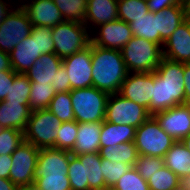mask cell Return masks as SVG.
<instances>
[{
    "instance_id": "6da1fadb",
    "label": "cell",
    "mask_w": 190,
    "mask_h": 190,
    "mask_svg": "<svg viewBox=\"0 0 190 190\" xmlns=\"http://www.w3.org/2000/svg\"><path fill=\"white\" fill-rule=\"evenodd\" d=\"M92 86L108 94L119 93L128 75L121 51L92 44Z\"/></svg>"
},
{
    "instance_id": "7a4b0ae2",
    "label": "cell",
    "mask_w": 190,
    "mask_h": 190,
    "mask_svg": "<svg viewBox=\"0 0 190 190\" xmlns=\"http://www.w3.org/2000/svg\"><path fill=\"white\" fill-rule=\"evenodd\" d=\"M49 53H54L52 28L33 26L30 36L9 53L12 69L16 73L25 74L37 58Z\"/></svg>"
},
{
    "instance_id": "3957f363",
    "label": "cell",
    "mask_w": 190,
    "mask_h": 190,
    "mask_svg": "<svg viewBox=\"0 0 190 190\" xmlns=\"http://www.w3.org/2000/svg\"><path fill=\"white\" fill-rule=\"evenodd\" d=\"M128 72L153 73L163 59V48L133 36L120 50Z\"/></svg>"
},
{
    "instance_id": "277c9868",
    "label": "cell",
    "mask_w": 190,
    "mask_h": 190,
    "mask_svg": "<svg viewBox=\"0 0 190 190\" xmlns=\"http://www.w3.org/2000/svg\"><path fill=\"white\" fill-rule=\"evenodd\" d=\"M108 97V93L93 86L82 89H72L70 91V98L75 121L78 123H102L105 120Z\"/></svg>"
},
{
    "instance_id": "5b68a950",
    "label": "cell",
    "mask_w": 190,
    "mask_h": 190,
    "mask_svg": "<svg viewBox=\"0 0 190 190\" xmlns=\"http://www.w3.org/2000/svg\"><path fill=\"white\" fill-rule=\"evenodd\" d=\"M54 53L64 59L85 49L91 43V32L85 24L64 21L52 28Z\"/></svg>"
},
{
    "instance_id": "8992f818",
    "label": "cell",
    "mask_w": 190,
    "mask_h": 190,
    "mask_svg": "<svg viewBox=\"0 0 190 190\" xmlns=\"http://www.w3.org/2000/svg\"><path fill=\"white\" fill-rule=\"evenodd\" d=\"M176 142L151 115L135 131L134 144L139 155L164 157Z\"/></svg>"
},
{
    "instance_id": "52a82bcc",
    "label": "cell",
    "mask_w": 190,
    "mask_h": 190,
    "mask_svg": "<svg viewBox=\"0 0 190 190\" xmlns=\"http://www.w3.org/2000/svg\"><path fill=\"white\" fill-rule=\"evenodd\" d=\"M61 123L48 109L31 111L24 140L38 149L54 147Z\"/></svg>"
},
{
    "instance_id": "ba28073f",
    "label": "cell",
    "mask_w": 190,
    "mask_h": 190,
    "mask_svg": "<svg viewBox=\"0 0 190 190\" xmlns=\"http://www.w3.org/2000/svg\"><path fill=\"white\" fill-rule=\"evenodd\" d=\"M151 114L144 106L137 104L119 93L109 94L106 104L105 121L117 125L138 128Z\"/></svg>"
},
{
    "instance_id": "9c48e42d",
    "label": "cell",
    "mask_w": 190,
    "mask_h": 190,
    "mask_svg": "<svg viewBox=\"0 0 190 190\" xmlns=\"http://www.w3.org/2000/svg\"><path fill=\"white\" fill-rule=\"evenodd\" d=\"M32 27L26 11L15 7L0 24V50L9 54L18 43L30 36Z\"/></svg>"
},
{
    "instance_id": "30bf717a",
    "label": "cell",
    "mask_w": 190,
    "mask_h": 190,
    "mask_svg": "<svg viewBox=\"0 0 190 190\" xmlns=\"http://www.w3.org/2000/svg\"><path fill=\"white\" fill-rule=\"evenodd\" d=\"M39 151L40 149L24 140L11 154L12 167L9 180L18 188L34 184Z\"/></svg>"
},
{
    "instance_id": "8fae6325",
    "label": "cell",
    "mask_w": 190,
    "mask_h": 190,
    "mask_svg": "<svg viewBox=\"0 0 190 190\" xmlns=\"http://www.w3.org/2000/svg\"><path fill=\"white\" fill-rule=\"evenodd\" d=\"M92 43L85 49L62 59L69 80L71 89H82L92 87Z\"/></svg>"
},
{
    "instance_id": "7c38bea8",
    "label": "cell",
    "mask_w": 190,
    "mask_h": 190,
    "mask_svg": "<svg viewBox=\"0 0 190 190\" xmlns=\"http://www.w3.org/2000/svg\"><path fill=\"white\" fill-rule=\"evenodd\" d=\"M95 30L91 32V43L102 48L121 50L134 36L130 24L120 19L101 24Z\"/></svg>"
},
{
    "instance_id": "4fadbf2b",
    "label": "cell",
    "mask_w": 190,
    "mask_h": 190,
    "mask_svg": "<svg viewBox=\"0 0 190 190\" xmlns=\"http://www.w3.org/2000/svg\"><path fill=\"white\" fill-rule=\"evenodd\" d=\"M153 116L161 128L176 141H181L190 134V105L178 104Z\"/></svg>"
},
{
    "instance_id": "5bb4252c",
    "label": "cell",
    "mask_w": 190,
    "mask_h": 190,
    "mask_svg": "<svg viewBox=\"0 0 190 190\" xmlns=\"http://www.w3.org/2000/svg\"><path fill=\"white\" fill-rule=\"evenodd\" d=\"M154 88V72H130L121 85L119 94L148 109Z\"/></svg>"
},
{
    "instance_id": "9a60e30c",
    "label": "cell",
    "mask_w": 190,
    "mask_h": 190,
    "mask_svg": "<svg viewBox=\"0 0 190 190\" xmlns=\"http://www.w3.org/2000/svg\"><path fill=\"white\" fill-rule=\"evenodd\" d=\"M155 72L168 83L169 108L185 104L184 63L163 58Z\"/></svg>"
},
{
    "instance_id": "2e32d148",
    "label": "cell",
    "mask_w": 190,
    "mask_h": 190,
    "mask_svg": "<svg viewBox=\"0 0 190 190\" xmlns=\"http://www.w3.org/2000/svg\"><path fill=\"white\" fill-rule=\"evenodd\" d=\"M71 155V151L54 147L40 149L35 177L67 176Z\"/></svg>"
},
{
    "instance_id": "e0dca14e",
    "label": "cell",
    "mask_w": 190,
    "mask_h": 190,
    "mask_svg": "<svg viewBox=\"0 0 190 190\" xmlns=\"http://www.w3.org/2000/svg\"><path fill=\"white\" fill-rule=\"evenodd\" d=\"M163 58L190 63V23L184 21L163 45Z\"/></svg>"
},
{
    "instance_id": "ac0fdd59",
    "label": "cell",
    "mask_w": 190,
    "mask_h": 190,
    "mask_svg": "<svg viewBox=\"0 0 190 190\" xmlns=\"http://www.w3.org/2000/svg\"><path fill=\"white\" fill-rule=\"evenodd\" d=\"M23 9L28 14L32 26L53 28L65 21L53 0H35Z\"/></svg>"
},
{
    "instance_id": "d6986e66",
    "label": "cell",
    "mask_w": 190,
    "mask_h": 190,
    "mask_svg": "<svg viewBox=\"0 0 190 190\" xmlns=\"http://www.w3.org/2000/svg\"><path fill=\"white\" fill-rule=\"evenodd\" d=\"M118 0H87L85 25L90 32L118 19Z\"/></svg>"
},
{
    "instance_id": "ffe728a7",
    "label": "cell",
    "mask_w": 190,
    "mask_h": 190,
    "mask_svg": "<svg viewBox=\"0 0 190 190\" xmlns=\"http://www.w3.org/2000/svg\"><path fill=\"white\" fill-rule=\"evenodd\" d=\"M101 129L102 123L100 122L78 123L77 138L71 151L72 155L98 153L100 151Z\"/></svg>"
},
{
    "instance_id": "44dd1931",
    "label": "cell",
    "mask_w": 190,
    "mask_h": 190,
    "mask_svg": "<svg viewBox=\"0 0 190 190\" xmlns=\"http://www.w3.org/2000/svg\"><path fill=\"white\" fill-rule=\"evenodd\" d=\"M62 65V59L55 53L41 55L33 66L25 73L31 82L52 84L55 81L57 71Z\"/></svg>"
},
{
    "instance_id": "7402d4cb",
    "label": "cell",
    "mask_w": 190,
    "mask_h": 190,
    "mask_svg": "<svg viewBox=\"0 0 190 190\" xmlns=\"http://www.w3.org/2000/svg\"><path fill=\"white\" fill-rule=\"evenodd\" d=\"M31 114L29 105L0 102V127L13 128L22 132L26 129Z\"/></svg>"
},
{
    "instance_id": "603a6c76",
    "label": "cell",
    "mask_w": 190,
    "mask_h": 190,
    "mask_svg": "<svg viewBox=\"0 0 190 190\" xmlns=\"http://www.w3.org/2000/svg\"><path fill=\"white\" fill-rule=\"evenodd\" d=\"M154 13L157 16L160 46L163 48L170 35L185 21L184 5H174Z\"/></svg>"
},
{
    "instance_id": "cb8c5ba5",
    "label": "cell",
    "mask_w": 190,
    "mask_h": 190,
    "mask_svg": "<svg viewBox=\"0 0 190 190\" xmlns=\"http://www.w3.org/2000/svg\"><path fill=\"white\" fill-rule=\"evenodd\" d=\"M136 128L127 125H117L103 121L100 133V147L119 145L125 142H134Z\"/></svg>"
},
{
    "instance_id": "d4e9b609",
    "label": "cell",
    "mask_w": 190,
    "mask_h": 190,
    "mask_svg": "<svg viewBox=\"0 0 190 190\" xmlns=\"http://www.w3.org/2000/svg\"><path fill=\"white\" fill-rule=\"evenodd\" d=\"M163 159L164 165L179 178L190 174V152L181 141H176Z\"/></svg>"
},
{
    "instance_id": "484cf974",
    "label": "cell",
    "mask_w": 190,
    "mask_h": 190,
    "mask_svg": "<svg viewBox=\"0 0 190 190\" xmlns=\"http://www.w3.org/2000/svg\"><path fill=\"white\" fill-rule=\"evenodd\" d=\"M99 154L101 158L107 159L112 163L114 161L122 162L132 167L135 166L139 154L134 142H125L119 145L109 147H100Z\"/></svg>"
},
{
    "instance_id": "4316f807",
    "label": "cell",
    "mask_w": 190,
    "mask_h": 190,
    "mask_svg": "<svg viewBox=\"0 0 190 190\" xmlns=\"http://www.w3.org/2000/svg\"><path fill=\"white\" fill-rule=\"evenodd\" d=\"M79 160H85L86 180L90 190H104L106 184L104 181L103 170L101 168L102 158L98 153H87L76 155Z\"/></svg>"
},
{
    "instance_id": "83f0119b",
    "label": "cell",
    "mask_w": 190,
    "mask_h": 190,
    "mask_svg": "<svg viewBox=\"0 0 190 190\" xmlns=\"http://www.w3.org/2000/svg\"><path fill=\"white\" fill-rule=\"evenodd\" d=\"M133 35L160 45V34L158 32L157 16L149 11L148 14L137 18L130 23Z\"/></svg>"
},
{
    "instance_id": "f1b7e54d",
    "label": "cell",
    "mask_w": 190,
    "mask_h": 190,
    "mask_svg": "<svg viewBox=\"0 0 190 190\" xmlns=\"http://www.w3.org/2000/svg\"><path fill=\"white\" fill-rule=\"evenodd\" d=\"M29 108L31 111L47 109L50 101L56 95V91L52 88L51 83H35L30 84Z\"/></svg>"
},
{
    "instance_id": "f546056e",
    "label": "cell",
    "mask_w": 190,
    "mask_h": 190,
    "mask_svg": "<svg viewBox=\"0 0 190 190\" xmlns=\"http://www.w3.org/2000/svg\"><path fill=\"white\" fill-rule=\"evenodd\" d=\"M30 84L31 81L26 74L17 73L13 84L10 86L9 94L3 102L29 105Z\"/></svg>"
},
{
    "instance_id": "4dcf8cb0",
    "label": "cell",
    "mask_w": 190,
    "mask_h": 190,
    "mask_svg": "<svg viewBox=\"0 0 190 190\" xmlns=\"http://www.w3.org/2000/svg\"><path fill=\"white\" fill-rule=\"evenodd\" d=\"M65 21L85 23L87 0H53Z\"/></svg>"
},
{
    "instance_id": "1f68e13d",
    "label": "cell",
    "mask_w": 190,
    "mask_h": 190,
    "mask_svg": "<svg viewBox=\"0 0 190 190\" xmlns=\"http://www.w3.org/2000/svg\"><path fill=\"white\" fill-rule=\"evenodd\" d=\"M169 109V88L156 72H154V88L149 106V113L154 115L160 111Z\"/></svg>"
},
{
    "instance_id": "d6a6232c",
    "label": "cell",
    "mask_w": 190,
    "mask_h": 190,
    "mask_svg": "<svg viewBox=\"0 0 190 190\" xmlns=\"http://www.w3.org/2000/svg\"><path fill=\"white\" fill-rule=\"evenodd\" d=\"M118 19L130 24L149 13L146 0H118Z\"/></svg>"
},
{
    "instance_id": "836d02e7",
    "label": "cell",
    "mask_w": 190,
    "mask_h": 190,
    "mask_svg": "<svg viewBox=\"0 0 190 190\" xmlns=\"http://www.w3.org/2000/svg\"><path fill=\"white\" fill-rule=\"evenodd\" d=\"M61 122L75 121L70 92L56 93L47 108Z\"/></svg>"
},
{
    "instance_id": "e575fe53",
    "label": "cell",
    "mask_w": 190,
    "mask_h": 190,
    "mask_svg": "<svg viewBox=\"0 0 190 190\" xmlns=\"http://www.w3.org/2000/svg\"><path fill=\"white\" fill-rule=\"evenodd\" d=\"M68 178L72 190H90L86 180L85 160L71 155L68 166Z\"/></svg>"
},
{
    "instance_id": "d590c367",
    "label": "cell",
    "mask_w": 190,
    "mask_h": 190,
    "mask_svg": "<svg viewBox=\"0 0 190 190\" xmlns=\"http://www.w3.org/2000/svg\"><path fill=\"white\" fill-rule=\"evenodd\" d=\"M147 183L150 190H173L179 186V177L164 165L149 178Z\"/></svg>"
},
{
    "instance_id": "8d00e7d4",
    "label": "cell",
    "mask_w": 190,
    "mask_h": 190,
    "mask_svg": "<svg viewBox=\"0 0 190 190\" xmlns=\"http://www.w3.org/2000/svg\"><path fill=\"white\" fill-rule=\"evenodd\" d=\"M77 132L78 122L68 121L61 123L54 148L72 151L77 138Z\"/></svg>"
},
{
    "instance_id": "74e56055",
    "label": "cell",
    "mask_w": 190,
    "mask_h": 190,
    "mask_svg": "<svg viewBox=\"0 0 190 190\" xmlns=\"http://www.w3.org/2000/svg\"><path fill=\"white\" fill-rule=\"evenodd\" d=\"M131 165L116 162L113 163L107 159L102 158L101 168L103 170L104 181L106 187H114L119 179L131 169Z\"/></svg>"
},
{
    "instance_id": "f35d334b",
    "label": "cell",
    "mask_w": 190,
    "mask_h": 190,
    "mask_svg": "<svg viewBox=\"0 0 190 190\" xmlns=\"http://www.w3.org/2000/svg\"><path fill=\"white\" fill-rule=\"evenodd\" d=\"M24 141V133L18 129H1L0 155H11Z\"/></svg>"
},
{
    "instance_id": "ab89813d",
    "label": "cell",
    "mask_w": 190,
    "mask_h": 190,
    "mask_svg": "<svg viewBox=\"0 0 190 190\" xmlns=\"http://www.w3.org/2000/svg\"><path fill=\"white\" fill-rule=\"evenodd\" d=\"M116 190H150L147 181L135 167L126 172L114 186Z\"/></svg>"
},
{
    "instance_id": "60d3db41",
    "label": "cell",
    "mask_w": 190,
    "mask_h": 190,
    "mask_svg": "<svg viewBox=\"0 0 190 190\" xmlns=\"http://www.w3.org/2000/svg\"><path fill=\"white\" fill-rule=\"evenodd\" d=\"M134 167L138 173L148 181L156 171L164 167V159L162 157L139 155Z\"/></svg>"
},
{
    "instance_id": "b9f144b4",
    "label": "cell",
    "mask_w": 190,
    "mask_h": 190,
    "mask_svg": "<svg viewBox=\"0 0 190 190\" xmlns=\"http://www.w3.org/2000/svg\"><path fill=\"white\" fill-rule=\"evenodd\" d=\"M34 185L40 190H72L68 176L35 177Z\"/></svg>"
},
{
    "instance_id": "7bdbcfd3",
    "label": "cell",
    "mask_w": 190,
    "mask_h": 190,
    "mask_svg": "<svg viewBox=\"0 0 190 190\" xmlns=\"http://www.w3.org/2000/svg\"><path fill=\"white\" fill-rule=\"evenodd\" d=\"M52 88L56 91V93L70 92L72 90L68 74L63 65H61L57 71V75L54 83L52 84Z\"/></svg>"
},
{
    "instance_id": "ee69618b",
    "label": "cell",
    "mask_w": 190,
    "mask_h": 190,
    "mask_svg": "<svg viewBox=\"0 0 190 190\" xmlns=\"http://www.w3.org/2000/svg\"><path fill=\"white\" fill-rule=\"evenodd\" d=\"M16 74L13 70L0 71V102L5 100L9 94L10 86L13 84Z\"/></svg>"
},
{
    "instance_id": "f6af8a7d",
    "label": "cell",
    "mask_w": 190,
    "mask_h": 190,
    "mask_svg": "<svg viewBox=\"0 0 190 190\" xmlns=\"http://www.w3.org/2000/svg\"><path fill=\"white\" fill-rule=\"evenodd\" d=\"M148 10L151 12H160L164 8L174 5H183L180 0H146Z\"/></svg>"
},
{
    "instance_id": "bcb514c9",
    "label": "cell",
    "mask_w": 190,
    "mask_h": 190,
    "mask_svg": "<svg viewBox=\"0 0 190 190\" xmlns=\"http://www.w3.org/2000/svg\"><path fill=\"white\" fill-rule=\"evenodd\" d=\"M12 167L11 155H0V178L9 179L10 169Z\"/></svg>"
},
{
    "instance_id": "7dc6e473",
    "label": "cell",
    "mask_w": 190,
    "mask_h": 190,
    "mask_svg": "<svg viewBox=\"0 0 190 190\" xmlns=\"http://www.w3.org/2000/svg\"><path fill=\"white\" fill-rule=\"evenodd\" d=\"M185 104L190 105V63H184Z\"/></svg>"
},
{
    "instance_id": "c3c4849f",
    "label": "cell",
    "mask_w": 190,
    "mask_h": 190,
    "mask_svg": "<svg viewBox=\"0 0 190 190\" xmlns=\"http://www.w3.org/2000/svg\"><path fill=\"white\" fill-rule=\"evenodd\" d=\"M14 8L8 1L0 0V24Z\"/></svg>"
},
{
    "instance_id": "681fc988",
    "label": "cell",
    "mask_w": 190,
    "mask_h": 190,
    "mask_svg": "<svg viewBox=\"0 0 190 190\" xmlns=\"http://www.w3.org/2000/svg\"><path fill=\"white\" fill-rule=\"evenodd\" d=\"M13 70L8 53H4L0 50V71Z\"/></svg>"
},
{
    "instance_id": "f907efd6",
    "label": "cell",
    "mask_w": 190,
    "mask_h": 190,
    "mask_svg": "<svg viewBox=\"0 0 190 190\" xmlns=\"http://www.w3.org/2000/svg\"><path fill=\"white\" fill-rule=\"evenodd\" d=\"M19 188L9 179L0 178V190H18Z\"/></svg>"
},
{
    "instance_id": "816d5d0a",
    "label": "cell",
    "mask_w": 190,
    "mask_h": 190,
    "mask_svg": "<svg viewBox=\"0 0 190 190\" xmlns=\"http://www.w3.org/2000/svg\"><path fill=\"white\" fill-rule=\"evenodd\" d=\"M179 186L184 190H190V174L179 178Z\"/></svg>"
},
{
    "instance_id": "f5cc1de1",
    "label": "cell",
    "mask_w": 190,
    "mask_h": 190,
    "mask_svg": "<svg viewBox=\"0 0 190 190\" xmlns=\"http://www.w3.org/2000/svg\"><path fill=\"white\" fill-rule=\"evenodd\" d=\"M183 5L185 9V20L190 23V0H185Z\"/></svg>"
},
{
    "instance_id": "db71d44e",
    "label": "cell",
    "mask_w": 190,
    "mask_h": 190,
    "mask_svg": "<svg viewBox=\"0 0 190 190\" xmlns=\"http://www.w3.org/2000/svg\"><path fill=\"white\" fill-rule=\"evenodd\" d=\"M181 142L184 144V146L187 148V150L190 152V134L186 137H184Z\"/></svg>"
},
{
    "instance_id": "11a10c76",
    "label": "cell",
    "mask_w": 190,
    "mask_h": 190,
    "mask_svg": "<svg viewBox=\"0 0 190 190\" xmlns=\"http://www.w3.org/2000/svg\"><path fill=\"white\" fill-rule=\"evenodd\" d=\"M17 1H19V0H15V7L23 8L25 5H27L28 3L35 1V0H20V2L22 1V3H20V4L17 3Z\"/></svg>"
},
{
    "instance_id": "9f6ffc18",
    "label": "cell",
    "mask_w": 190,
    "mask_h": 190,
    "mask_svg": "<svg viewBox=\"0 0 190 190\" xmlns=\"http://www.w3.org/2000/svg\"><path fill=\"white\" fill-rule=\"evenodd\" d=\"M18 190H40L34 184L22 186Z\"/></svg>"
},
{
    "instance_id": "6f0895ef",
    "label": "cell",
    "mask_w": 190,
    "mask_h": 190,
    "mask_svg": "<svg viewBox=\"0 0 190 190\" xmlns=\"http://www.w3.org/2000/svg\"><path fill=\"white\" fill-rule=\"evenodd\" d=\"M4 1H8L10 4H12L15 7V0H4Z\"/></svg>"
},
{
    "instance_id": "680465c9",
    "label": "cell",
    "mask_w": 190,
    "mask_h": 190,
    "mask_svg": "<svg viewBox=\"0 0 190 190\" xmlns=\"http://www.w3.org/2000/svg\"><path fill=\"white\" fill-rule=\"evenodd\" d=\"M104 190H116L114 187H106Z\"/></svg>"
},
{
    "instance_id": "91938a15",
    "label": "cell",
    "mask_w": 190,
    "mask_h": 190,
    "mask_svg": "<svg viewBox=\"0 0 190 190\" xmlns=\"http://www.w3.org/2000/svg\"><path fill=\"white\" fill-rule=\"evenodd\" d=\"M173 190H184L182 187L178 186L176 188H174Z\"/></svg>"
}]
</instances>
